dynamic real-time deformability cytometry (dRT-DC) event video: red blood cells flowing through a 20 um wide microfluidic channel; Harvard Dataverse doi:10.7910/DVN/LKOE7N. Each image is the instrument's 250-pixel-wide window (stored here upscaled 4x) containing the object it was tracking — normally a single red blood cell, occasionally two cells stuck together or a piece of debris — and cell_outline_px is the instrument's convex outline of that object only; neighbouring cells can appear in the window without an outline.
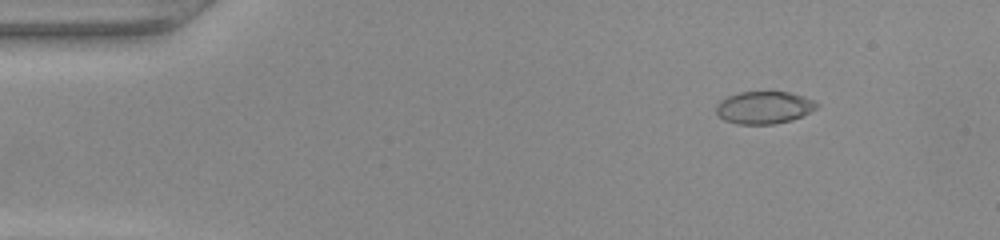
{"species": "common noctule bat (a hibernating species)", "species_latin": "Nyctalus noctula", "temperature_condition": "warm", "stored_images_in_passage": 49, "camera_frame_rate_fps": 3000, "um_per_image_px": 0.085, "animal": {"sex": "female", "body_mass_g": 22.0, "forearm_length_mm": 56.7}, "frame": {"image": 1, "passage_image": 6, "time_ms": 1.667, "image_size_px": [1000, 240], "cell_outline_px": [[820, 104], [816, 108], [792, 120], [772, 124], [736, 124], [724, 120], [716, 112], [716, 104], [720, 100], [728, 96], [740, 92], [788, 92], [804, 96]], "centroid_in_image_um": [64.92, 9.14], "position_along_channel_um": 20.1, "area_um2": 18.9}}
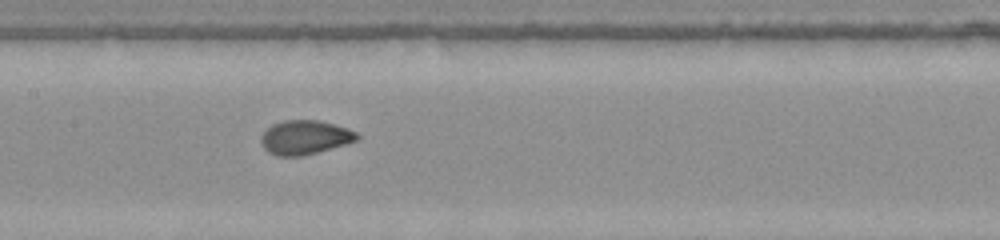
{"frame": {"image": 2, "passage_image": 24, "time_ms": 7.667, "image_size_px": [1000, 240], "cell_outline_px": [[360, 136], [356, 140], [344, 144], [304, 156], [276, 156], [268, 152], [264, 148], [260, 140], [260, 136], [272, 124], [284, 120], [316, 120], [348, 128], [356, 132]], "centroid_in_image_um": [25.88, 11.68], "position_along_channel_um": 181.5, "area_um2": 18.96}}
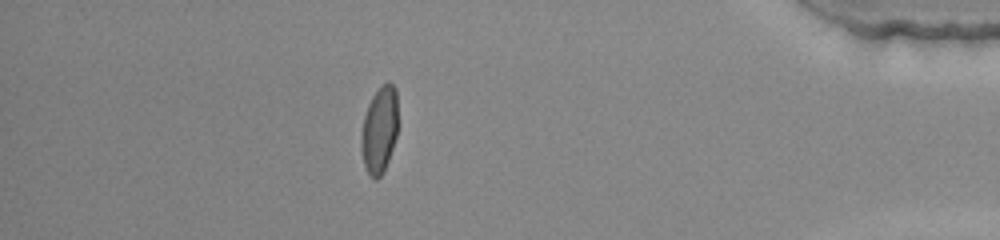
{"frame": {"image": 3, "passage_image": 43, "time_ms": 14.0, "image_size_px": [1000, 240], "cell_outline_px": [[396, 136], [388, 160], [380, 176], [376, 180], [372, 180], [364, 164], [360, 148], [360, 132], [364, 116], [368, 104], [372, 96], [380, 84], [388, 80], [396, 88]], "centroid_in_image_um": [32.21, 11.0], "position_along_channel_um": 403.0, "area_um2": 18.61}}